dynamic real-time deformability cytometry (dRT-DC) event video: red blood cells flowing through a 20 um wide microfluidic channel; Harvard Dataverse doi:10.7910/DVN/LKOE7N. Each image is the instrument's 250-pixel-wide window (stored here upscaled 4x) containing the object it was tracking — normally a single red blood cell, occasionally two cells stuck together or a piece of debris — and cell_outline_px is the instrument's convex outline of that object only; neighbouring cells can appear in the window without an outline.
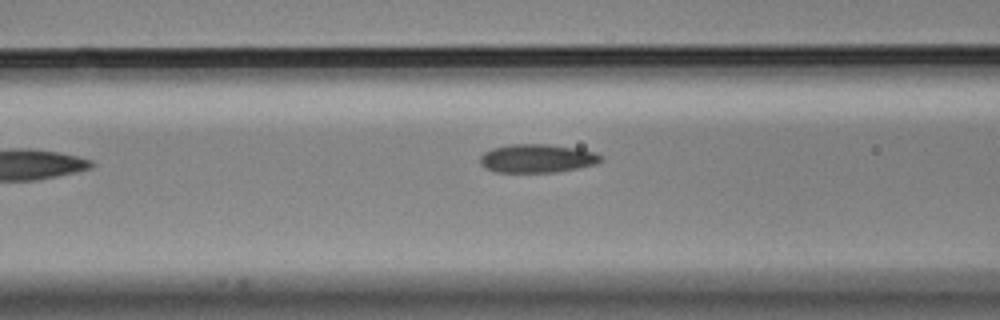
{"species": "Egyptian fruit bat (a non-hibernating species)", "species_latin": "Rousettus aegyptiacus", "temperature_condition": "cold", "stored_images_in_passage": 7, "segment_of_instrument_passage": [1, 2], "camera_frame_rate_fps": 3000, "um_per_image_px": 0.085, "animal": {"sex": "male"}, "frame": {"image": 1, "passage_image": 6, "time_ms": 1.667, "image_size_px": [1000, 320], "cell_outline_px": [[604, 160], [596, 164], [580, 168], [556, 172], [496, 172], [484, 168], [480, 164], [480, 156], [484, 152], [492, 148], [508, 144], [544, 144], [576, 148], [596, 152], [604, 156]], "centroid_in_image_um": [45.68, 13.47], "position_along_channel_um": 120.9, "area_um2": 20.35}}